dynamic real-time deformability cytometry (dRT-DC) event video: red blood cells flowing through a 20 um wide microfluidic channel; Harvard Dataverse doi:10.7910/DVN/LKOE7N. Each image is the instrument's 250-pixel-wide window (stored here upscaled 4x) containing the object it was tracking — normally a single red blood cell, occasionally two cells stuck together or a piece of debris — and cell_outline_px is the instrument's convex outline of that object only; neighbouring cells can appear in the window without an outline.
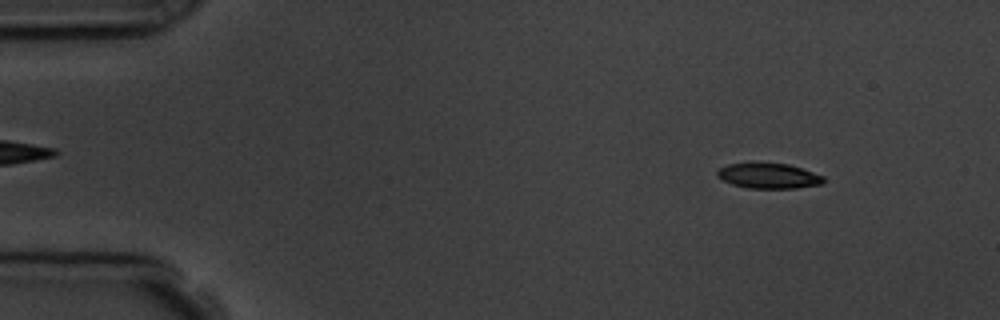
{"species": "common noctule bat (a hibernating species)", "species_latin": "Nyctalus noctula", "temperature_condition": "room temperature", "stored_images_in_passage": 5, "camera_frame_rate_fps": 3000, "um_per_image_px": 0.085, "animal": {"sex": "male", "body_mass_g": 19.5, "forearm_length_mm": 54.6}, "frame": {"image": 1, "passage_image": 2, "time_ms": 1.0, "image_size_px": [1000, 320], "cell_outline_px": [[824, 180], [820, 184], [796, 188], [748, 188], [732, 184], [716, 176], [716, 172], [720, 168], [728, 164], [748, 160], [752, 160], [788, 164], [824, 176]], "centroid_in_image_um": [65.25, 14.9], "position_along_channel_um": 19.7, "area_um2": 16.13}}